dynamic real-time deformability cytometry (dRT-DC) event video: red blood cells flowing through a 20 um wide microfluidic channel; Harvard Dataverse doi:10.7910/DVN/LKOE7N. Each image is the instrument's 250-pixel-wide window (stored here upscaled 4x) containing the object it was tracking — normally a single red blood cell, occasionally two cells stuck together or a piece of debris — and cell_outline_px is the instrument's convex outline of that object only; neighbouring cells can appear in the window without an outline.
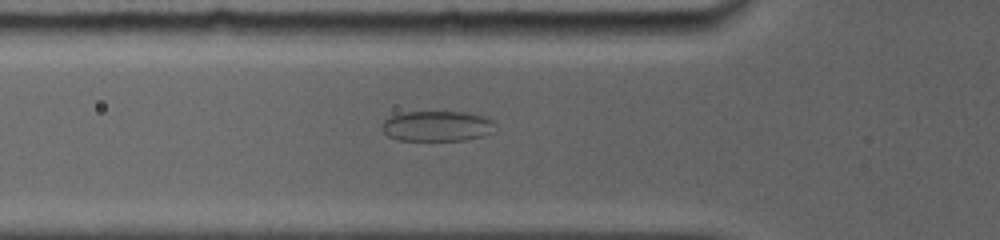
{"species": "common noctule bat (a hibernating species)", "species_latin": "Nyctalus noctula", "temperature_condition": "room temperature", "stored_images_in_passage": 43, "camera_frame_rate_fps": 5000, "um_per_image_px": 0.085, "animal": {"sex": "female", "body_mass_g": 19.0, "forearm_length_mm": 56.7}, "frame": {"image": 1, "passage_image": 2, "time_ms": 0.4, "image_size_px": [1000, 240], "cell_outline_px": [[492, 132], [484, 136], [464, 140], [396, 140], [388, 136], [380, 128], [380, 124], [388, 116], [400, 112], [468, 112], [484, 116], [492, 120]], "centroid_in_image_um": [37.07, 10.71], "position_along_channel_um": 88.7, "area_um2": 20.23}}
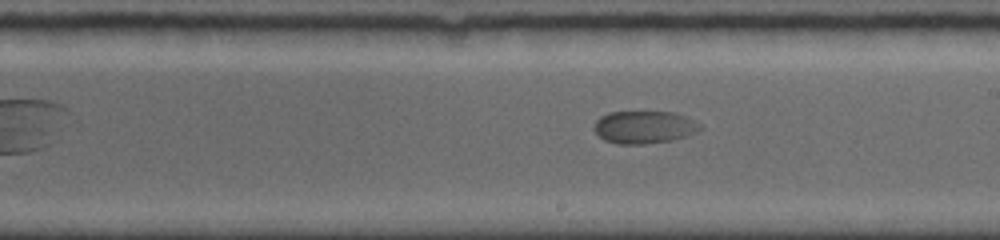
{"frame": {"image": 2, "passage_image": 16, "time_ms": 4.2, "image_size_px": [1000, 240], "cell_outline_px": [[704, 128], [696, 132], [672, 140], [644, 144], [616, 144], [604, 140], [592, 128], [596, 120], [600, 116], [608, 112], [676, 112], [700, 124]], "centroid_in_image_um": [54.72, 10.81], "position_along_channel_um": 234.3, "area_um2": 20.17}}
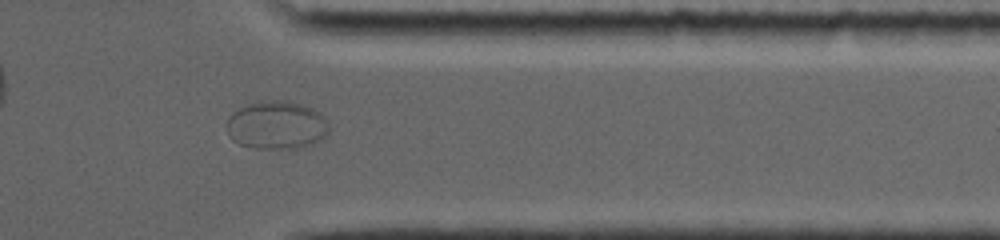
{"frame": {"image": 3, "passage_image": 31, "time_ms": 8.2, "image_size_px": [1000, 240], "cell_outline_px": [[328, 136], [312, 144], [300, 148], [252, 148], [240, 144], [232, 140], [228, 132], [228, 116], [232, 112], [248, 104], [260, 100], [288, 100], [312, 108], [320, 112], [328, 120]], "centroid_in_image_um": [23.54, 10.63], "position_along_channel_um": 387.9, "area_um2": 29.02}}